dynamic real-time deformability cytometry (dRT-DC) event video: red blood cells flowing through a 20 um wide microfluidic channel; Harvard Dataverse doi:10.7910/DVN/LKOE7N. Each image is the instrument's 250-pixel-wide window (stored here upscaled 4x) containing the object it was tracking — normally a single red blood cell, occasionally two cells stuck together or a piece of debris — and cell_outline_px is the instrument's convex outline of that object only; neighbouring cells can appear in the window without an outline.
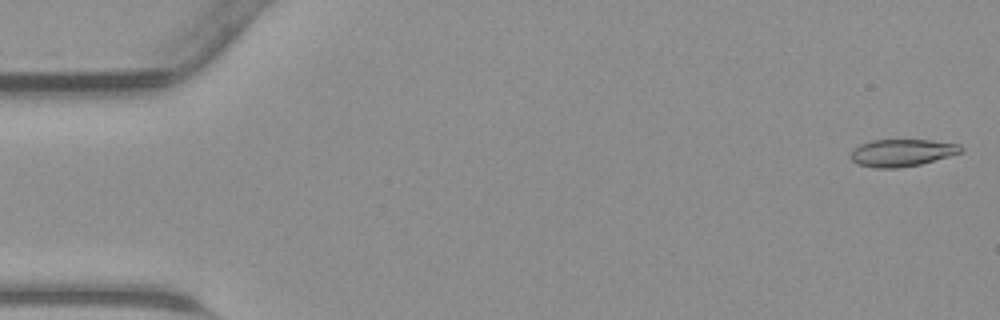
{"species": "common noctule bat (a hibernating species)", "species_latin": "Nyctalus noctula", "temperature_condition": "warm", "stored_images_in_passage": 45, "camera_frame_rate_fps": 3000, "um_per_image_px": 0.085, "animal": {"sex": "male", "body_mass_g": 23.1, "forearm_length_mm": 52.7}, "frame": {"image": 1, "passage_image": 1, "time_ms": 0.0, "image_size_px": [1000, 320], "cell_outline_px": [[964, 152], [920, 164], [900, 168], [876, 168], [856, 164], [848, 156], [852, 148], [860, 144], [872, 140], [932, 140], [960, 144], [964, 148]], "centroid_in_image_um": [76.65, 12.98], "position_along_channel_um": 8.4, "area_um2": 17.8}}
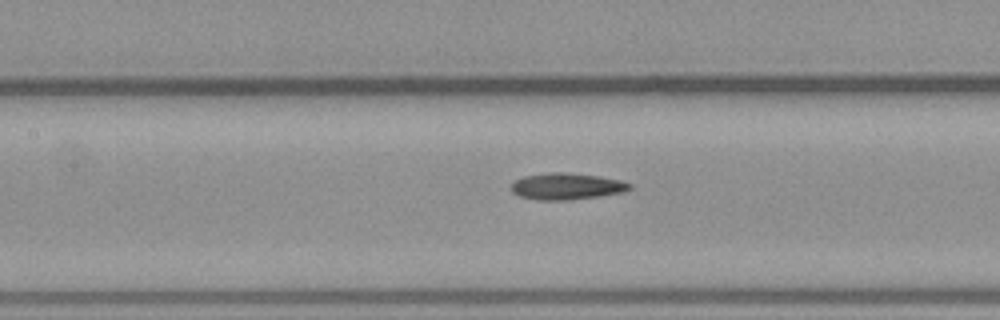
{"frame": {"image": 2, "passage_image": 20, "time_ms": 6.333, "image_size_px": [1000, 320], "cell_outline_px": [[632, 188], [624, 192], [568, 200], [536, 200], [520, 196], [512, 192], [508, 188], [516, 180], [524, 176], [548, 172], [568, 172], [600, 176], [620, 180], [632, 184]], "centroid_in_image_um": [48.14, 15.83], "position_along_channel_um": 159.3, "area_um2": 18.44}}
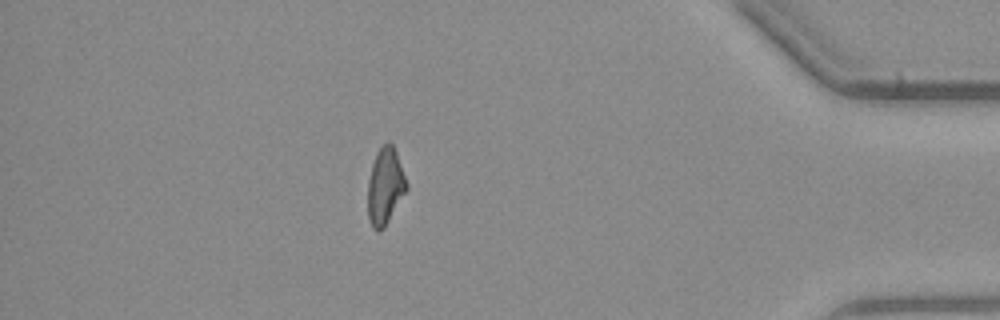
{"frame": {"image": 3, "passage_image": 39, "time_ms": 12.667, "image_size_px": [1000, 320], "cell_outline_px": [[408, 188], [384, 228], [380, 232], [376, 232], [372, 228], [368, 216], [368, 180], [372, 164], [376, 152], [388, 140], [392, 144], [396, 152], [408, 184]], "centroid_in_image_um": [32.73, 15.85], "position_along_channel_um": 402.5, "area_um2": 17.34}}